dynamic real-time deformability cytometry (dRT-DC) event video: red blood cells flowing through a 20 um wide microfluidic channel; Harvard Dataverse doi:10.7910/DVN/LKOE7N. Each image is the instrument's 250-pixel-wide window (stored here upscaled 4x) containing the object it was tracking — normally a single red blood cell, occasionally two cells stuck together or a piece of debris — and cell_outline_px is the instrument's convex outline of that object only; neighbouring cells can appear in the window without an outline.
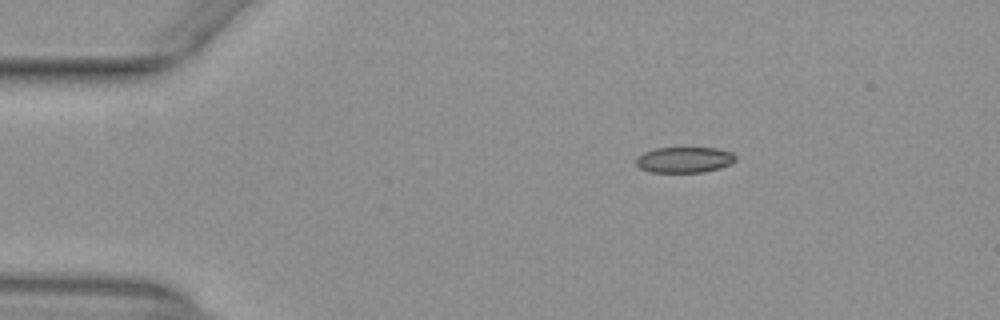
{"species": "common noctule bat (a hibernating species)", "species_latin": "Nyctalus noctula", "temperature_condition": "warm", "stored_images_in_passage": 46, "camera_frame_rate_fps": 3000, "um_per_image_px": 0.085, "animal": {"sex": "female", "body_mass_g": 29.2, "forearm_length_mm": 56.3}, "frame": {"image": 1, "passage_image": 2, "time_ms": 0.333, "image_size_px": [1000, 320], "cell_outline_px": [[736, 160], [732, 164], [720, 168], [704, 172], [652, 172], [640, 168], [636, 164], [636, 156], [644, 152], [656, 148], [716, 148], [732, 152], [736, 156]], "centroid_in_image_um": [58.19, 13.58], "position_along_channel_um": 26.8, "area_um2": 15.03}}
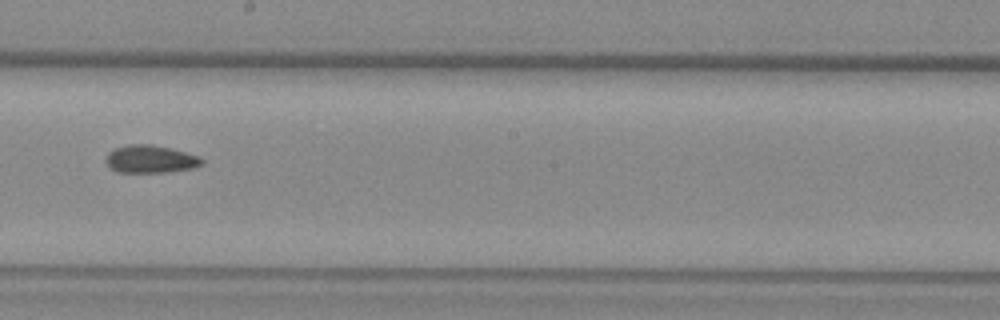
{"frame": {"image": 2, "passage_image": 23, "time_ms": 7.333, "image_size_px": [1000, 320], "cell_outline_px": [[204, 164], [192, 168], [168, 172], [116, 172], [108, 168], [104, 160], [108, 152], [112, 148], [128, 144], [152, 144], [200, 156], [204, 160]], "centroid_in_image_um": [12.73, 13.52], "position_along_channel_um": 235.5, "area_um2": 15.78}}
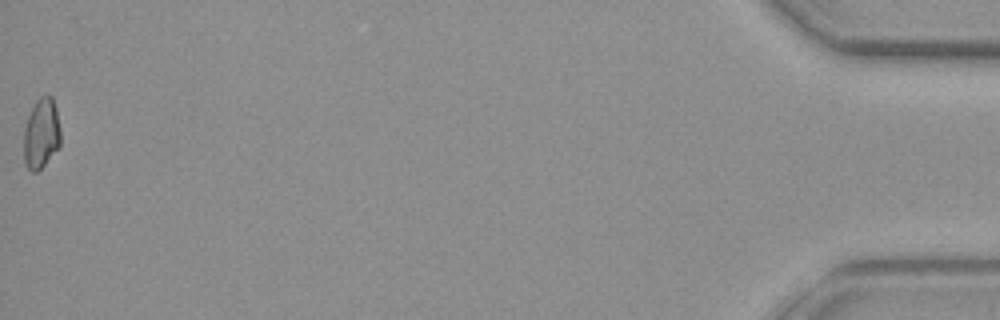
{"frame": {"image": 3, "passage_image": 46, "time_ms": 15.0, "image_size_px": [1000, 320], "cell_outline_px": [[60, 148], [36, 172], [32, 172], [24, 164], [24, 128], [28, 116], [36, 100], [40, 96], [52, 96], [56, 108], [60, 128]], "centroid_in_image_um": [3.51, 11.36], "position_along_channel_um": 431.7, "area_um2": 15.14}, "authors_computed_cell_mechanics": {"area_um2": 15.317, "velocity_mm_per_s": 3.9342, "shape_relaxation_time_tau1_ms": null, "shape_relaxation_time_tau2_ms": 4.4899, "deformation_change_tau1": null, "deformation_change_tau2": 0.1101}}